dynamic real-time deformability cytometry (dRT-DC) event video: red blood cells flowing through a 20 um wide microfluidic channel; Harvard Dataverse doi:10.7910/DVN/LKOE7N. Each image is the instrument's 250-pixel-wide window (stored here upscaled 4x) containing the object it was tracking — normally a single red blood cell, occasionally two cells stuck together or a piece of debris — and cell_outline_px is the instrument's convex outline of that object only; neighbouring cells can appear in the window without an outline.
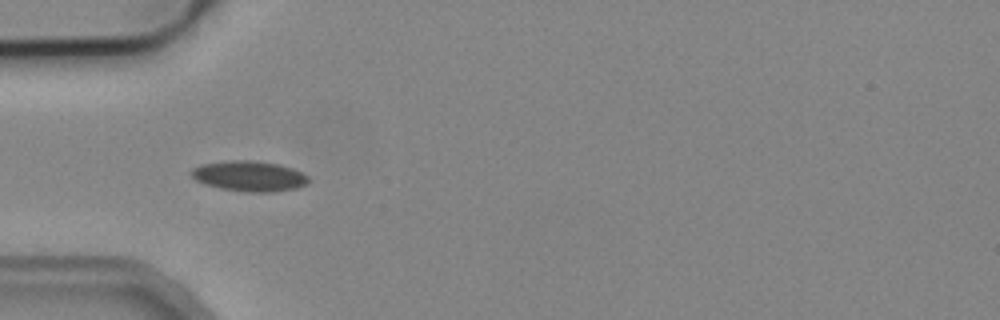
{"species": "common noctule bat (a hibernating species)", "species_latin": "Nyctalus noctula", "temperature_condition": "cold", "stored_images_in_passage": 5, "camera_frame_rate_fps": 3000, "um_per_image_px": 0.085, "animal": {"sex": "male", "body_mass_g": 19.2, "forearm_length_mm": 51.8}, "frame": {"image": 1, "passage_image": 5, "time_ms": 4.667, "image_size_px": [1000, 320], "cell_outline_px": [[308, 184], [296, 188], [272, 192], [244, 192], [220, 188], [204, 184], [196, 180], [188, 172], [192, 168], [200, 164], [228, 160], [256, 160], [280, 164], [292, 168], [308, 176]], "centroid_in_image_um": [21.16, 14.96], "position_along_channel_um": 63.8, "area_um2": 21.04}}